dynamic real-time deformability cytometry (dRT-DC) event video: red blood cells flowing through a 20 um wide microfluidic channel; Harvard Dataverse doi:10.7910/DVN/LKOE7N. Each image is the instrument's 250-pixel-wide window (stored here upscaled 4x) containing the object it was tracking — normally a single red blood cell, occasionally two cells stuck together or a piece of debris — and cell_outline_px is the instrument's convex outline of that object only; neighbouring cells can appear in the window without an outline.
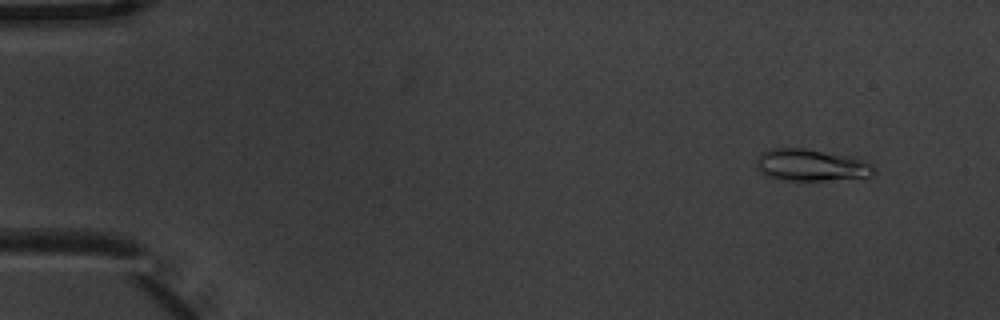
{"species": "common noctule bat (a hibernating species)", "species_latin": "Nyctalus noctula", "temperature_condition": "warm", "stored_images_in_passage": 5, "camera_frame_rate_fps": 3000, "um_per_image_px": 0.085, "animal": {"sex": "male", "body_mass_g": 20.1, "forearm_length_mm": 53.5}, "frame": {"image": 1, "passage_image": 1, "time_ms": 0.0, "image_size_px": [1000, 320], "cell_outline_px": [[876, 172], [872, 176], [824, 180], [780, 180], [764, 176], [756, 168], [756, 156], [760, 152], [772, 148], [804, 148], [848, 156], [872, 164], [876, 168]], "centroid_in_image_um": [68.86, 14.03], "position_along_channel_um": 16.1, "area_um2": 21.96}}